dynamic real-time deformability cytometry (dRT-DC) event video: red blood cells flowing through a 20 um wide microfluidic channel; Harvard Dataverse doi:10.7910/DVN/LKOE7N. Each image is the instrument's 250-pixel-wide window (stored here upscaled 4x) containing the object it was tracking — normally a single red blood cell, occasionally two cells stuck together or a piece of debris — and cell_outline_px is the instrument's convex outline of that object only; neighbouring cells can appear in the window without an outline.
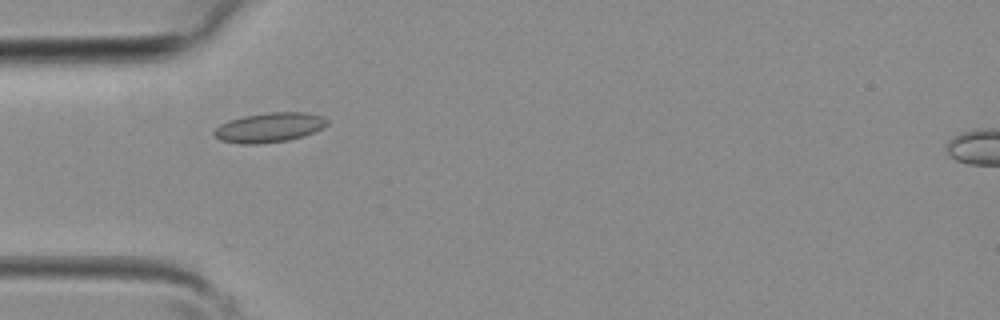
{"species": "common noctule bat (a hibernating species)", "species_latin": "Nyctalus noctula", "temperature_condition": "room temperature", "stored_images_in_passage": 3, "camera_frame_rate_fps": 3000, "um_per_image_px": 0.085, "animal": {"sex": "female", "body_mass_g": 19.3, "forearm_length_mm": 54.1}, "frame": {"image": 1, "passage_image": 3, "time_ms": 0.667, "image_size_px": [1000, 320], "cell_outline_px": [[328, 124], [324, 128], [304, 136], [288, 140], [256, 144], [240, 144], [220, 140], [212, 132], [220, 124], [228, 120], [244, 116], [268, 112], [308, 112], [324, 116], [328, 120]], "centroid_in_image_um": [22.93, 10.83], "position_along_channel_um": 62.1, "area_um2": 19.71}}